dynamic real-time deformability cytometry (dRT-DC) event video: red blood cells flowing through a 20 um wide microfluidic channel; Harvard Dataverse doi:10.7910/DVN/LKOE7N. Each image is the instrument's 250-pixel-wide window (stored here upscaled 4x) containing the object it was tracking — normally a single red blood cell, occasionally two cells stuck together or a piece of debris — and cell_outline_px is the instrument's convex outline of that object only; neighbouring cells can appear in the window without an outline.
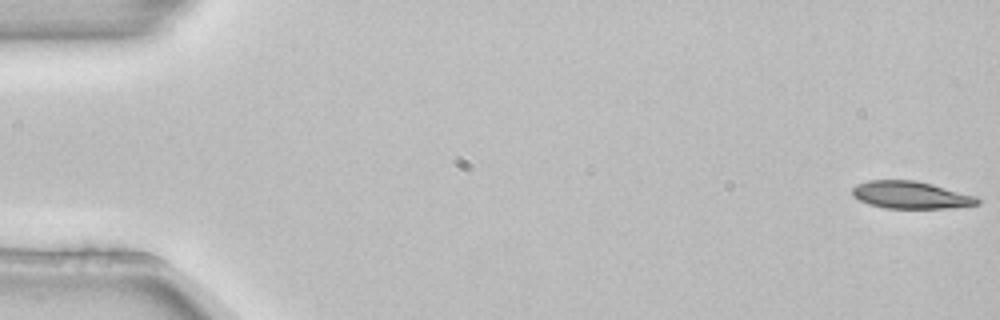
{"species": "common noctule bat (a hibernating species)", "species_latin": "Nyctalus noctula", "temperature_condition": "room temperature", "stored_images_in_passage": 3, "camera_frame_rate_fps": 3000, "um_per_image_px": 0.085, "animal": {"sex": "female", "body_mass_g": 22.7, "forearm_length_mm": 54.2}, "frame": {"image": 1, "passage_image": 1, "time_ms": 0.0, "image_size_px": [1000, 320], "cell_outline_px": [[980, 204], [948, 208], [884, 208], [868, 204], [852, 196], [852, 188], [856, 184], [868, 180], [916, 180], [932, 184], [976, 196], [980, 200]], "centroid_in_image_um": [77.39, 16.57], "position_along_channel_um": 7.6, "area_um2": 20.0}}
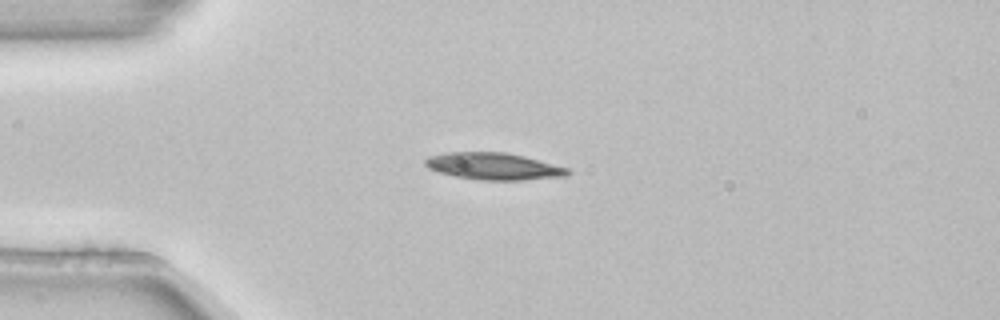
{"frame": {"image": 2, "passage_image": 3, "time_ms": 0.667, "image_size_px": [1000, 320], "cell_outline_px": [[572, 172], [564, 176], [524, 180], [480, 180], [456, 176], [440, 172], [428, 168], [424, 164], [424, 160], [428, 156], [448, 152], [504, 152], [524, 156], [568, 168]], "centroid_in_image_um": [41.94, 14.13], "position_along_channel_um": 43.1, "area_um2": 22.25}}